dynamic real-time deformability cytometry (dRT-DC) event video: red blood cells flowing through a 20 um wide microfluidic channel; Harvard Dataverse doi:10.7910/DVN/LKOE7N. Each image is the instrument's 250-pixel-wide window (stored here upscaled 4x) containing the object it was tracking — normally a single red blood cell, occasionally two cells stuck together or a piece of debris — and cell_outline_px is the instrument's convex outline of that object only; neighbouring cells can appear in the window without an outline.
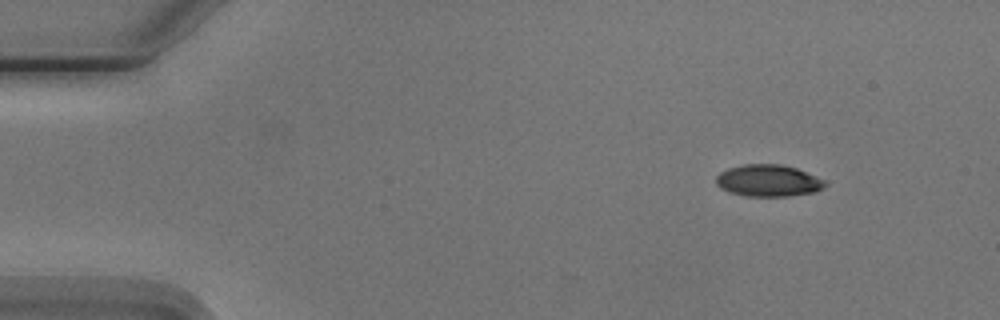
{"species": "Egyptian fruit bat (a non-hibernating species)", "species_latin": "Rousettus aegyptiacus", "temperature_condition": "cold", "stored_images_in_passage": 4, "camera_frame_rate_fps": 3000, "um_per_image_px": 0.085, "animal": {"sex": "male"}, "frame": {"image": 1, "passage_image": 1, "time_ms": 0.0, "image_size_px": [1000, 320], "cell_outline_px": [[828, 184], [824, 188], [816, 192], [788, 196], [748, 196], [728, 192], [720, 188], [716, 184], [716, 176], [720, 172], [728, 168], [744, 164], [780, 164], [796, 168], [828, 180]], "centroid_in_image_um": [65.35, 15.35], "position_along_channel_um": 19.7, "area_um2": 20.52}}
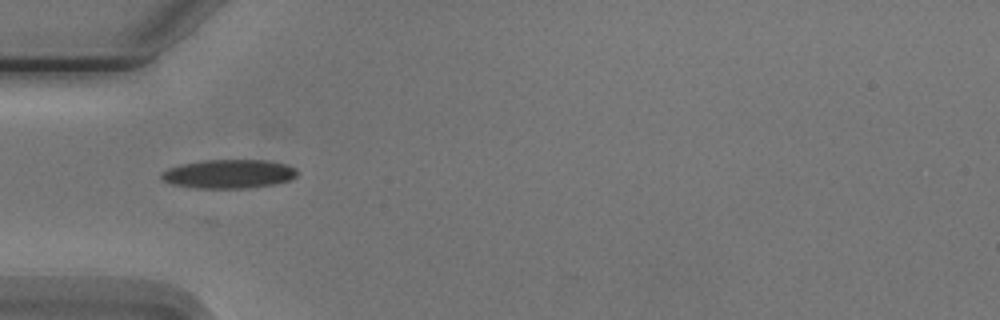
{"frame": {"image": 2, "passage_image": 4, "time_ms": 3.667, "image_size_px": [1000, 320], "cell_outline_px": [[296, 176], [288, 180], [272, 184], [248, 188], [196, 188], [172, 184], [164, 180], [160, 176], [160, 172], [168, 168], [184, 164], [204, 160], [268, 160], [288, 164], [296, 168]], "centroid_in_image_um": [19.44, 14.77], "position_along_channel_um": 65.6, "area_um2": 22.72}}